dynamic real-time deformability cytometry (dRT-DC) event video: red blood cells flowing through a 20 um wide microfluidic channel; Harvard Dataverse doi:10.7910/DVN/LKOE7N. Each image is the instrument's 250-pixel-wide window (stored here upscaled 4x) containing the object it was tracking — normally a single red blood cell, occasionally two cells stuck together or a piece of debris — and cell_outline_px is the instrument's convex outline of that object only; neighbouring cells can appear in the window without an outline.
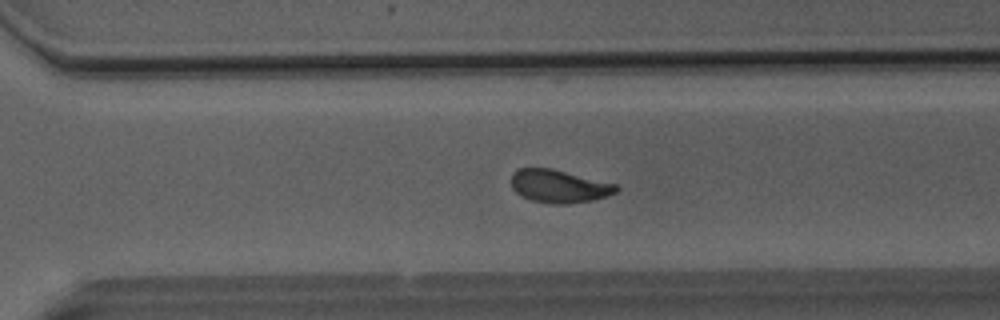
{"species": "Egyptian fruit bat (a non-hibernating species)", "species_latin": "Rousettus aegyptiacus", "temperature_condition": "room temperature", "stored_images_in_passage": 51, "segment_of_instrument_passage": [1, 2], "camera_frame_rate_fps": 3000, "um_per_image_px": 0.085, "animal": {"sex": "male"}, "frame": {"image": 1, "passage_image": 35, "time_ms": 11.333, "image_size_px": [1000, 320], "cell_outline_px": [[620, 188], [616, 192], [608, 196], [592, 200], [564, 204], [552, 204], [532, 200], [520, 196], [512, 188], [512, 172], [520, 168], [552, 168], [616, 184]], "centroid_in_image_um": [47.51, 15.83], "position_along_channel_um": 323.1, "area_um2": 20.17}}
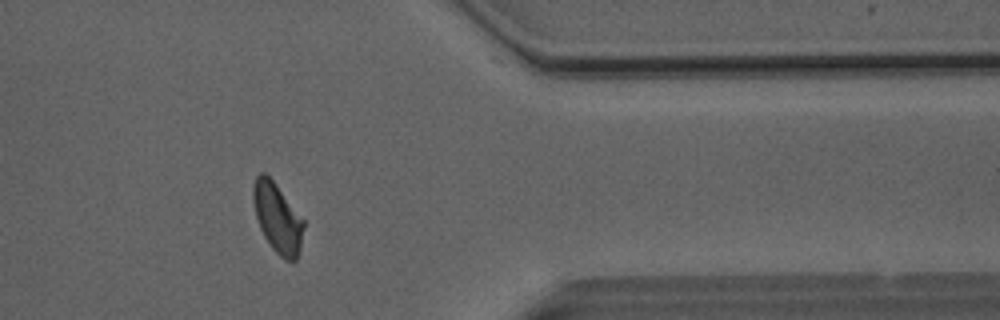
{"frame": {"image": 2, "passage_image": 41, "time_ms": 13.333, "image_size_px": [1000, 320], "cell_outline_px": [[304, 228], [300, 248], [296, 260], [284, 260], [272, 248], [264, 236], [260, 228], [256, 216], [252, 200], [252, 184], [256, 176], [260, 172], [264, 172], [276, 184], [304, 220]], "centroid_in_image_um": [23.56, 18.51], "position_along_channel_um": 387.8, "area_um2": 20.4}}